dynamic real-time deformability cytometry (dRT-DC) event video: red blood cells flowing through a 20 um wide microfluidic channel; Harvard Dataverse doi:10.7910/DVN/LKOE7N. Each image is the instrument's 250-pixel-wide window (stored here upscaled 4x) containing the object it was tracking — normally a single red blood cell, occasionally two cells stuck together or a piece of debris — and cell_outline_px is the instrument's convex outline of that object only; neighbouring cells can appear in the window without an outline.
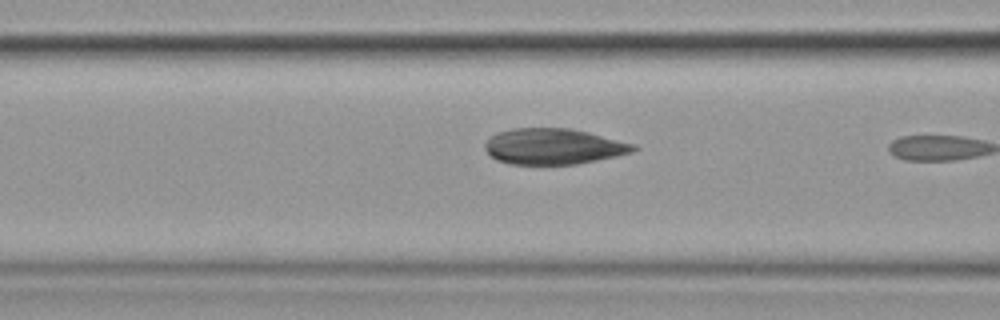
{"species": "common noctule bat (a hibernating species)", "species_latin": "Nyctalus noctula", "temperature_condition": "cold", "stored_images_in_passage": 8, "camera_frame_rate_fps": 3000, "um_per_image_px": 0.085, "animal": {"sex": "female", "body_mass_g": 19.9}, "frame": {"image": 1, "passage_image": 6, "time_ms": 7.0, "image_size_px": [1000, 320], "cell_outline_px": [[640, 148], [632, 152], [616, 156], [576, 164], [508, 164], [496, 160], [484, 148], [484, 144], [496, 132], [512, 128], [572, 128], [636, 144]], "centroid_in_image_um": [47.05, 12.44], "position_along_channel_um": 119.5, "area_um2": 31.1}}